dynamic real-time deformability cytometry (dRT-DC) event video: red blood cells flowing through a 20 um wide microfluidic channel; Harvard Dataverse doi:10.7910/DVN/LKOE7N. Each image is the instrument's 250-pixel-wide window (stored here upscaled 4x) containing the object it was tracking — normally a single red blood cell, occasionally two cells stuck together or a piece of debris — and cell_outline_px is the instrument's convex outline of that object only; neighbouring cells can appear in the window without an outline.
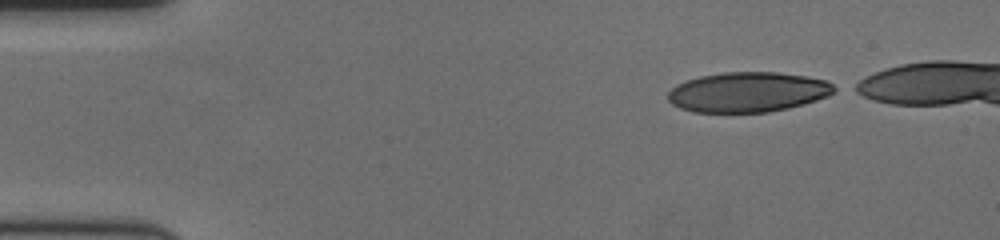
{"species": "human", "species_latin": "Homo sapiens", "temperature_condition": "cold", "stored_images_in_passage": 46, "camera_frame_rate_fps": 3000, "um_per_image_px": 0.085, "donor": {"sex": "female"}, "frame": {"image": 1, "passage_image": 1, "time_ms": 0.0, "image_size_px": [1000, 240], "cell_outline_px": [[840, 88], [836, 92], [828, 96], [816, 100], [788, 108], [768, 112], [692, 112], [680, 108], [672, 104], [668, 100], [668, 92], [676, 84], [684, 80], [700, 76], [724, 72], [776, 72], [808, 76], [828, 80]], "centroid_in_image_um": [63.6, 7.82], "position_along_channel_um": 21.4, "area_um2": 39.19}}
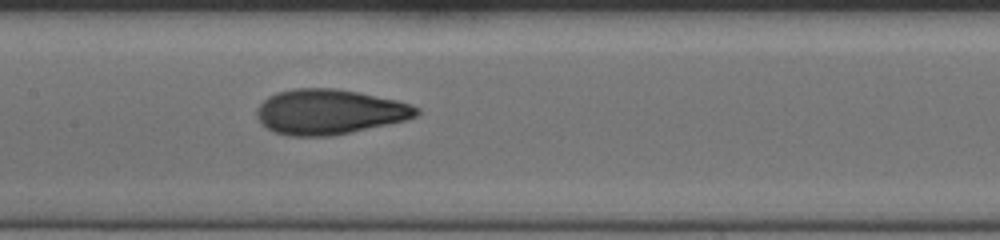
{"frame": {"image": 2, "passage_image": 22, "time_ms": 7.0, "image_size_px": [1000, 240], "cell_outline_px": [[420, 112], [416, 116], [404, 120], [348, 132], [328, 136], [288, 136], [276, 132], [260, 124], [256, 116], [256, 108], [268, 96], [276, 92], [296, 88], [336, 88], [396, 100], [420, 108]], "centroid_in_image_um": [27.93, 9.5], "position_along_channel_um": 179.5, "area_um2": 41.56}}
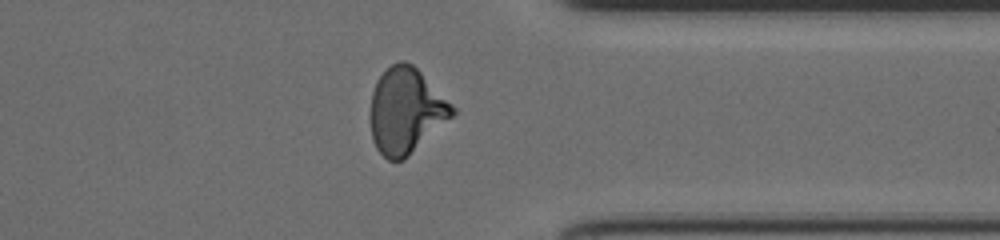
{"frame": {"image": 3, "passage_image": 39, "time_ms": 12.667, "image_size_px": [1000, 240], "cell_outline_px": [[456, 112], [452, 116], [404, 160], [388, 160], [376, 148], [372, 140], [368, 116], [372, 92], [376, 80], [392, 64], [400, 60], [404, 60], [412, 64], [456, 108]], "centroid_in_image_um": [34.45, 9.42], "position_along_channel_um": 376.9, "area_um2": 40.81}}